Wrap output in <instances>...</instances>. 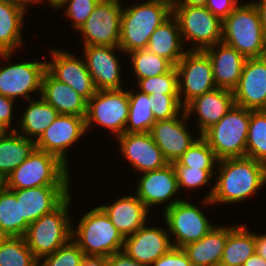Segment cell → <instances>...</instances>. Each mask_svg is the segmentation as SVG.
I'll return each instance as SVG.
<instances>
[{"instance_id": "obj_1", "label": "cell", "mask_w": 266, "mask_h": 266, "mask_svg": "<svg viewBox=\"0 0 266 266\" xmlns=\"http://www.w3.org/2000/svg\"><path fill=\"white\" fill-rule=\"evenodd\" d=\"M217 167L219 177L204 203H236L250 197L266 184V165L252 158L220 159Z\"/></svg>"}, {"instance_id": "obj_2", "label": "cell", "mask_w": 266, "mask_h": 266, "mask_svg": "<svg viewBox=\"0 0 266 266\" xmlns=\"http://www.w3.org/2000/svg\"><path fill=\"white\" fill-rule=\"evenodd\" d=\"M123 8L119 48L121 52L146 49L149 37L172 15V1L149 0L133 7Z\"/></svg>"}, {"instance_id": "obj_3", "label": "cell", "mask_w": 266, "mask_h": 266, "mask_svg": "<svg viewBox=\"0 0 266 266\" xmlns=\"http://www.w3.org/2000/svg\"><path fill=\"white\" fill-rule=\"evenodd\" d=\"M222 42L235 48L245 58L264 57L266 36L260 13L253 2L238 5L222 21Z\"/></svg>"}, {"instance_id": "obj_4", "label": "cell", "mask_w": 266, "mask_h": 266, "mask_svg": "<svg viewBox=\"0 0 266 266\" xmlns=\"http://www.w3.org/2000/svg\"><path fill=\"white\" fill-rule=\"evenodd\" d=\"M68 168L56 156L35 148L5 179L10 190L40 186H70Z\"/></svg>"}, {"instance_id": "obj_5", "label": "cell", "mask_w": 266, "mask_h": 266, "mask_svg": "<svg viewBox=\"0 0 266 266\" xmlns=\"http://www.w3.org/2000/svg\"><path fill=\"white\" fill-rule=\"evenodd\" d=\"M251 109L234 105L215 125L201 137L220 159L246 157Z\"/></svg>"}, {"instance_id": "obj_6", "label": "cell", "mask_w": 266, "mask_h": 266, "mask_svg": "<svg viewBox=\"0 0 266 266\" xmlns=\"http://www.w3.org/2000/svg\"><path fill=\"white\" fill-rule=\"evenodd\" d=\"M72 239L87 256L109 257L124 246V238L100 207L83 215Z\"/></svg>"}, {"instance_id": "obj_7", "label": "cell", "mask_w": 266, "mask_h": 266, "mask_svg": "<svg viewBox=\"0 0 266 266\" xmlns=\"http://www.w3.org/2000/svg\"><path fill=\"white\" fill-rule=\"evenodd\" d=\"M69 195L56 209L29 224L23 236L29 249L39 260L54 253L72 238V225L68 218Z\"/></svg>"}, {"instance_id": "obj_8", "label": "cell", "mask_w": 266, "mask_h": 266, "mask_svg": "<svg viewBox=\"0 0 266 266\" xmlns=\"http://www.w3.org/2000/svg\"><path fill=\"white\" fill-rule=\"evenodd\" d=\"M172 15L178 21L181 37L195 44L191 50L204 51L222 42V20L206 6H172Z\"/></svg>"}, {"instance_id": "obj_9", "label": "cell", "mask_w": 266, "mask_h": 266, "mask_svg": "<svg viewBox=\"0 0 266 266\" xmlns=\"http://www.w3.org/2000/svg\"><path fill=\"white\" fill-rule=\"evenodd\" d=\"M175 67L178 73L180 103L184 100L181 104L183 109L195 98L217 88L212 64L205 51L188 50ZM182 93L184 99L181 100Z\"/></svg>"}, {"instance_id": "obj_10", "label": "cell", "mask_w": 266, "mask_h": 266, "mask_svg": "<svg viewBox=\"0 0 266 266\" xmlns=\"http://www.w3.org/2000/svg\"><path fill=\"white\" fill-rule=\"evenodd\" d=\"M129 114V96L122 89L97 90L87 101L86 130L95 122L119 136L125 133Z\"/></svg>"}, {"instance_id": "obj_11", "label": "cell", "mask_w": 266, "mask_h": 266, "mask_svg": "<svg viewBox=\"0 0 266 266\" xmlns=\"http://www.w3.org/2000/svg\"><path fill=\"white\" fill-rule=\"evenodd\" d=\"M164 208V217L168 231L173 233V247L182 248L185 245L200 240L211 229L212 224L195 205L185 200L171 201Z\"/></svg>"}, {"instance_id": "obj_12", "label": "cell", "mask_w": 266, "mask_h": 266, "mask_svg": "<svg viewBox=\"0 0 266 266\" xmlns=\"http://www.w3.org/2000/svg\"><path fill=\"white\" fill-rule=\"evenodd\" d=\"M122 11L120 0H100L79 28L84 46H119Z\"/></svg>"}, {"instance_id": "obj_13", "label": "cell", "mask_w": 266, "mask_h": 266, "mask_svg": "<svg viewBox=\"0 0 266 266\" xmlns=\"http://www.w3.org/2000/svg\"><path fill=\"white\" fill-rule=\"evenodd\" d=\"M86 132L85 117L59 114L52 124L35 141L36 148L56 156L67 166L69 146Z\"/></svg>"}, {"instance_id": "obj_14", "label": "cell", "mask_w": 266, "mask_h": 266, "mask_svg": "<svg viewBox=\"0 0 266 266\" xmlns=\"http://www.w3.org/2000/svg\"><path fill=\"white\" fill-rule=\"evenodd\" d=\"M45 72L46 63L38 61L0 67V94L11 99L25 96L29 100V93L41 94Z\"/></svg>"}, {"instance_id": "obj_15", "label": "cell", "mask_w": 266, "mask_h": 266, "mask_svg": "<svg viewBox=\"0 0 266 266\" xmlns=\"http://www.w3.org/2000/svg\"><path fill=\"white\" fill-rule=\"evenodd\" d=\"M235 105L266 110V58H246L237 87L233 90Z\"/></svg>"}, {"instance_id": "obj_16", "label": "cell", "mask_w": 266, "mask_h": 266, "mask_svg": "<svg viewBox=\"0 0 266 266\" xmlns=\"http://www.w3.org/2000/svg\"><path fill=\"white\" fill-rule=\"evenodd\" d=\"M53 60L46 62V70L57 80L68 84L87 101L96 93L85 61L60 50H50Z\"/></svg>"}, {"instance_id": "obj_17", "label": "cell", "mask_w": 266, "mask_h": 266, "mask_svg": "<svg viewBox=\"0 0 266 266\" xmlns=\"http://www.w3.org/2000/svg\"><path fill=\"white\" fill-rule=\"evenodd\" d=\"M168 234L165 229L144 225L124 238L123 252L137 262L151 266L173 247Z\"/></svg>"}, {"instance_id": "obj_18", "label": "cell", "mask_w": 266, "mask_h": 266, "mask_svg": "<svg viewBox=\"0 0 266 266\" xmlns=\"http://www.w3.org/2000/svg\"><path fill=\"white\" fill-rule=\"evenodd\" d=\"M117 138L120 142L122 154L138 172L153 171L169 163L154 142L150 132H125Z\"/></svg>"}, {"instance_id": "obj_19", "label": "cell", "mask_w": 266, "mask_h": 266, "mask_svg": "<svg viewBox=\"0 0 266 266\" xmlns=\"http://www.w3.org/2000/svg\"><path fill=\"white\" fill-rule=\"evenodd\" d=\"M173 117L167 120L156 121L150 134L162 151L164 158L172 163L180 158L183 153L198 139H193L184 126L189 116L183 110V117Z\"/></svg>"}, {"instance_id": "obj_20", "label": "cell", "mask_w": 266, "mask_h": 266, "mask_svg": "<svg viewBox=\"0 0 266 266\" xmlns=\"http://www.w3.org/2000/svg\"><path fill=\"white\" fill-rule=\"evenodd\" d=\"M85 64L96 90L122 89L119 60L114 55L119 46H84Z\"/></svg>"}, {"instance_id": "obj_21", "label": "cell", "mask_w": 266, "mask_h": 266, "mask_svg": "<svg viewBox=\"0 0 266 266\" xmlns=\"http://www.w3.org/2000/svg\"><path fill=\"white\" fill-rule=\"evenodd\" d=\"M69 186H40L11 190L20 199L21 218L29 224L56 209L68 196Z\"/></svg>"}, {"instance_id": "obj_22", "label": "cell", "mask_w": 266, "mask_h": 266, "mask_svg": "<svg viewBox=\"0 0 266 266\" xmlns=\"http://www.w3.org/2000/svg\"><path fill=\"white\" fill-rule=\"evenodd\" d=\"M137 185L135 195L148 209L153 205L166 203L179 191L172 163L153 171L144 172Z\"/></svg>"}, {"instance_id": "obj_23", "label": "cell", "mask_w": 266, "mask_h": 266, "mask_svg": "<svg viewBox=\"0 0 266 266\" xmlns=\"http://www.w3.org/2000/svg\"><path fill=\"white\" fill-rule=\"evenodd\" d=\"M217 47L219 49L217 50ZM211 61L217 88L233 91L240 80L246 58L235 48L220 42L204 50Z\"/></svg>"}, {"instance_id": "obj_24", "label": "cell", "mask_w": 266, "mask_h": 266, "mask_svg": "<svg viewBox=\"0 0 266 266\" xmlns=\"http://www.w3.org/2000/svg\"><path fill=\"white\" fill-rule=\"evenodd\" d=\"M235 105L233 91L216 88L192 100L185 108L190 116L194 110L198 115L201 136L215 125Z\"/></svg>"}, {"instance_id": "obj_25", "label": "cell", "mask_w": 266, "mask_h": 266, "mask_svg": "<svg viewBox=\"0 0 266 266\" xmlns=\"http://www.w3.org/2000/svg\"><path fill=\"white\" fill-rule=\"evenodd\" d=\"M123 238L134 234L146 223L148 208L137 196H124L112 205L99 206Z\"/></svg>"}, {"instance_id": "obj_26", "label": "cell", "mask_w": 266, "mask_h": 266, "mask_svg": "<svg viewBox=\"0 0 266 266\" xmlns=\"http://www.w3.org/2000/svg\"><path fill=\"white\" fill-rule=\"evenodd\" d=\"M41 97L59 114L86 116L87 100L68 84L55 79L47 70L42 79Z\"/></svg>"}, {"instance_id": "obj_27", "label": "cell", "mask_w": 266, "mask_h": 266, "mask_svg": "<svg viewBox=\"0 0 266 266\" xmlns=\"http://www.w3.org/2000/svg\"><path fill=\"white\" fill-rule=\"evenodd\" d=\"M231 227H212L200 240L191 242L184 247L192 266H220L224 246Z\"/></svg>"}, {"instance_id": "obj_28", "label": "cell", "mask_w": 266, "mask_h": 266, "mask_svg": "<svg viewBox=\"0 0 266 266\" xmlns=\"http://www.w3.org/2000/svg\"><path fill=\"white\" fill-rule=\"evenodd\" d=\"M177 19L171 15L149 37L146 49L168 60L174 67L184 56L183 42Z\"/></svg>"}, {"instance_id": "obj_29", "label": "cell", "mask_w": 266, "mask_h": 266, "mask_svg": "<svg viewBox=\"0 0 266 266\" xmlns=\"http://www.w3.org/2000/svg\"><path fill=\"white\" fill-rule=\"evenodd\" d=\"M10 132L0 137V175L4 179L36 148L34 140L20 135L14 128Z\"/></svg>"}, {"instance_id": "obj_30", "label": "cell", "mask_w": 266, "mask_h": 266, "mask_svg": "<svg viewBox=\"0 0 266 266\" xmlns=\"http://www.w3.org/2000/svg\"><path fill=\"white\" fill-rule=\"evenodd\" d=\"M26 13L12 4L0 1V57L8 59L22 44L21 27Z\"/></svg>"}, {"instance_id": "obj_31", "label": "cell", "mask_w": 266, "mask_h": 266, "mask_svg": "<svg viewBox=\"0 0 266 266\" xmlns=\"http://www.w3.org/2000/svg\"><path fill=\"white\" fill-rule=\"evenodd\" d=\"M246 226L231 227L226 240L220 266H242L256 253L255 234L246 230Z\"/></svg>"}, {"instance_id": "obj_32", "label": "cell", "mask_w": 266, "mask_h": 266, "mask_svg": "<svg viewBox=\"0 0 266 266\" xmlns=\"http://www.w3.org/2000/svg\"><path fill=\"white\" fill-rule=\"evenodd\" d=\"M29 106L21 118V128L24 137L37 141L52 122L58 117L57 110L48 104L43 97L39 101L28 100ZM30 136V137H29ZM33 136V138H32ZM36 138V139H35Z\"/></svg>"}, {"instance_id": "obj_33", "label": "cell", "mask_w": 266, "mask_h": 266, "mask_svg": "<svg viewBox=\"0 0 266 266\" xmlns=\"http://www.w3.org/2000/svg\"><path fill=\"white\" fill-rule=\"evenodd\" d=\"M29 223L21 218L20 199L8 188L0 191V231L9 237H23Z\"/></svg>"}, {"instance_id": "obj_34", "label": "cell", "mask_w": 266, "mask_h": 266, "mask_svg": "<svg viewBox=\"0 0 266 266\" xmlns=\"http://www.w3.org/2000/svg\"><path fill=\"white\" fill-rule=\"evenodd\" d=\"M129 114L125 125L126 133L150 132L156 122L151 110V96L142 92L128 91Z\"/></svg>"}, {"instance_id": "obj_35", "label": "cell", "mask_w": 266, "mask_h": 266, "mask_svg": "<svg viewBox=\"0 0 266 266\" xmlns=\"http://www.w3.org/2000/svg\"><path fill=\"white\" fill-rule=\"evenodd\" d=\"M246 157L266 165V110H251Z\"/></svg>"}, {"instance_id": "obj_36", "label": "cell", "mask_w": 266, "mask_h": 266, "mask_svg": "<svg viewBox=\"0 0 266 266\" xmlns=\"http://www.w3.org/2000/svg\"><path fill=\"white\" fill-rule=\"evenodd\" d=\"M24 237H9L0 245V266H39Z\"/></svg>"}, {"instance_id": "obj_37", "label": "cell", "mask_w": 266, "mask_h": 266, "mask_svg": "<svg viewBox=\"0 0 266 266\" xmlns=\"http://www.w3.org/2000/svg\"><path fill=\"white\" fill-rule=\"evenodd\" d=\"M137 80L167 73L173 65L163 57L148 49H139L129 53Z\"/></svg>"}, {"instance_id": "obj_38", "label": "cell", "mask_w": 266, "mask_h": 266, "mask_svg": "<svg viewBox=\"0 0 266 266\" xmlns=\"http://www.w3.org/2000/svg\"><path fill=\"white\" fill-rule=\"evenodd\" d=\"M219 159L209 144L200 136L176 161L173 166L213 169Z\"/></svg>"}, {"instance_id": "obj_39", "label": "cell", "mask_w": 266, "mask_h": 266, "mask_svg": "<svg viewBox=\"0 0 266 266\" xmlns=\"http://www.w3.org/2000/svg\"><path fill=\"white\" fill-rule=\"evenodd\" d=\"M137 81L140 92L148 95L178 94V73L174 66L167 73Z\"/></svg>"}, {"instance_id": "obj_40", "label": "cell", "mask_w": 266, "mask_h": 266, "mask_svg": "<svg viewBox=\"0 0 266 266\" xmlns=\"http://www.w3.org/2000/svg\"><path fill=\"white\" fill-rule=\"evenodd\" d=\"M85 254L71 238L54 253L46 255L39 266H80Z\"/></svg>"}, {"instance_id": "obj_41", "label": "cell", "mask_w": 266, "mask_h": 266, "mask_svg": "<svg viewBox=\"0 0 266 266\" xmlns=\"http://www.w3.org/2000/svg\"><path fill=\"white\" fill-rule=\"evenodd\" d=\"M151 110L156 121L176 117L182 109L178 94H151Z\"/></svg>"}, {"instance_id": "obj_42", "label": "cell", "mask_w": 266, "mask_h": 266, "mask_svg": "<svg viewBox=\"0 0 266 266\" xmlns=\"http://www.w3.org/2000/svg\"><path fill=\"white\" fill-rule=\"evenodd\" d=\"M177 176L179 190L183 187L193 189L208 183L213 175V169L191 168L186 166H173Z\"/></svg>"}, {"instance_id": "obj_43", "label": "cell", "mask_w": 266, "mask_h": 266, "mask_svg": "<svg viewBox=\"0 0 266 266\" xmlns=\"http://www.w3.org/2000/svg\"><path fill=\"white\" fill-rule=\"evenodd\" d=\"M100 0H64L57 8L64 6L66 3V16L73 21V27L76 30L86 22L87 18L95 9Z\"/></svg>"}, {"instance_id": "obj_44", "label": "cell", "mask_w": 266, "mask_h": 266, "mask_svg": "<svg viewBox=\"0 0 266 266\" xmlns=\"http://www.w3.org/2000/svg\"><path fill=\"white\" fill-rule=\"evenodd\" d=\"M192 266L187 254L182 248L172 247L151 266Z\"/></svg>"}, {"instance_id": "obj_45", "label": "cell", "mask_w": 266, "mask_h": 266, "mask_svg": "<svg viewBox=\"0 0 266 266\" xmlns=\"http://www.w3.org/2000/svg\"><path fill=\"white\" fill-rule=\"evenodd\" d=\"M238 6V0H208L206 8L222 21Z\"/></svg>"}, {"instance_id": "obj_46", "label": "cell", "mask_w": 266, "mask_h": 266, "mask_svg": "<svg viewBox=\"0 0 266 266\" xmlns=\"http://www.w3.org/2000/svg\"><path fill=\"white\" fill-rule=\"evenodd\" d=\"M106 266H148L129 257L126 253L116 252L106 259Z\"/></svg>"}, {"instance_id": "obj_47", "label": "cell", "mask_w": 266, "mask_h": 266, "mask_svg": "<svg viewBox=\"0 0 266 266\" xmlns=\"http://www.w3.org/2000/svg\"><path fill=\"white\" fill-rule=\"evenodd\" d=\"M13 103L14 99L0 94V121L8 128L11 126Z\"/></svg>"}, {"instance_id": "obj_48", "label": "cell", "mask_w": 266, "mask_h": 266, "mask_svg": "<svg viewBox=\"0 0 266 266\" xmlns=\"http://www.w3.org/2000/svg\"><path fill=\"white\" fill-rule=\"evenodd\" d=\"M107 257L85 255L80 266H106Z\"/></svg>"}, {"instance_id": "obj_49", "label": "cell", "mask_w": 266, "mask_h": 266, "mask_svg": "<svg viewBox=\"0 0 266 266\" xmlns=\"http://www.w3.org/2000/svg\"><path fill=\"white\" fill-rule=\"evenodd\" d=\"M256 253L266 260V234H255Z\"/></svg>"}, {"instance_id": "obj_50", "label": "cell", "mask_w": 266, "mask_h": 266, "mask_svg": "<svg viewBox=\"0 0 266 266\" xmlns=\"http://www.w3.org/2000/svg\"><path fill=\"white\" fill-rule=\"evenodd\" d=\"M208 0H174L172 6H206Z\"/></svg>"}, {"instance_id": "obj_51", "label": "cell", "mask_w": 266, "mask_h": 266, "mask_svg": "<svg viewBox=\"0 0 266 266\" xmlns=\"http://www.w3.org/2000/svg\"><path fill=\"white\" fill-rule=\"evenodd\" d=\"M260 13L262 27L266 36V0H260L258 3L254 2Z\"/></svg>"}, {"instance_id": "obj_52", "label": "cell", "mask_w": 266, "mask_h": 266, "mask_svg": "<svg viewBox=\"0 0 266 266\" xmlns=\"http://www.w3.org/2000/svg\"><path fill=\"white\" fill-rule=\"evenodd\" d=\"M242 266H266V260L254 253Z\"/></svg>"}, {"instance_id": "obj_53", "label": "cell", "mask_w": 266, "mask_h": 266, "mask_svg": "<svg viewBox=\"0 0 266 266\" xmlns=\"http://www.w3.org/2000/svg\"><path fill=\"white\" fill-rule=\"evenodd\" d=\"M0 1L17 6L25 12L27 8L26 4L36 2V0H0Z\"/></svg>"}, {"instance_id": "obj_54", "label": "cell", "mask_w": 266, "mask_h": 266, "mask_svg": "<svg viewBox=\"0 0 266 266\" xmlns=\"http://www.w3.org/2000/svg\"><path fill=\"white\" fill-rule=\"evenodd\" d=\"M44 1V0H43ZM42 0H36V3L37 2H43ZM64 0H48L47 2H49V4L52 6V7H54V8H56V7H58L62 2H63Z\"/></svg>"}, {"instance_id": "obj_55", "label": "cell", "mask_w": 266, "mask_h": 266, "mask_svg": "<svg viewBox=\"0 0 266 266\" xmlns=\"http://www.w3.org/2000/svg\"><path fill=\"white\" fill-rule=\"evenodd\" d=\"M7 128L8 127L0 121V137L5 136L7 134L6 133L7 132L6 130H8Z\"/></svg>"}, {"instance_id": "obj_56", "label": "cell", "mask_w": 266, "mask_h": 266, "mask_svg": "<svg viewBox=\"0 0 266 266\" xmlns=\"http://www.w3.org/2000/svg\"><path fill=\"white\" fill-rule=\"evenodd\" d=\"M5 187V179L0 175V191Z\"/></svg>"}, {"instance_id": "obj_57", "label": "cell", "mask_w": 266, "mask_h": 266, "mask_svg": "<svg viewBox=\"0 0 266 266\" xmlns=\"http://www.w3.org/2000/svg\"><path fill=\"white\" fill-rule=\"evenodd\" d=\"M5 238L6 236L0 231V245Z\"/></svg>"}]
</instances>
